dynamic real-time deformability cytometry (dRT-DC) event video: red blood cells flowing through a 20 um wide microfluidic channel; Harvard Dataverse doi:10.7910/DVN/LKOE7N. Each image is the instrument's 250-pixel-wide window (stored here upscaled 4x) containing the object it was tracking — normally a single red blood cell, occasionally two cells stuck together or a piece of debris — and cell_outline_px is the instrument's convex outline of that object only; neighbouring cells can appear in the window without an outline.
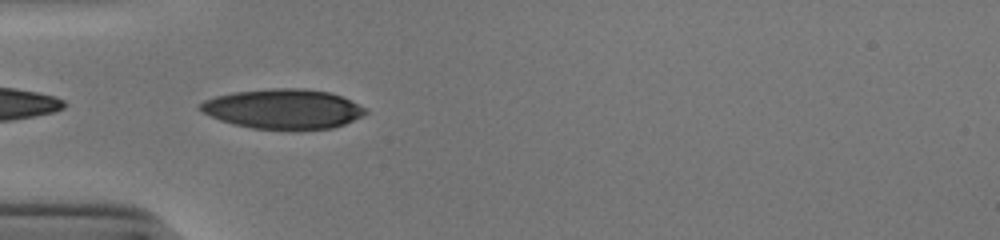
{"species": "human", "species_latin": "Homo sapiens", "temperature_condition": "cold", "stored_images_in_passage": 13, "camera_frame_rate_fps": 3000, "um_per_image_px": 0.085, "donor": {"sex": "male"}, "frame": {"image": 1, "passage_image": 1, "time_ms": 0.0, "image_size_px": [1000, 240], "cell_outline_px": [[368, 112], [344, 124], [332, 128], [296, 132], [292, 132], [252, 128], [232, 124], [220, 120], [196, 108], [204, 100], [216, 96], [232, 92], [272, 88], [304, 88], [328, 92], [340, 96], [364, 108]], "centroid_in_image_um": [24.03, 9.29], "position_along_channel_um": 61.0, "area_um2": 38.78}}
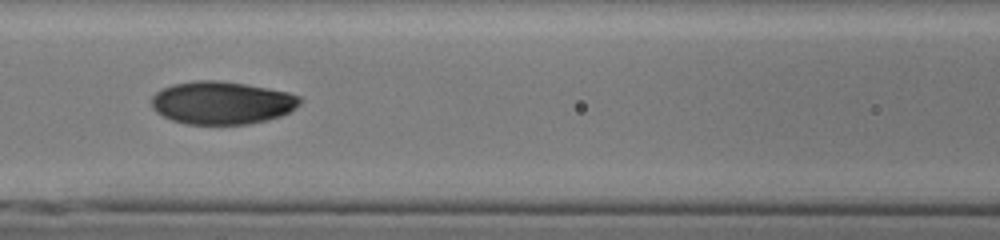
{"frame": {"image": 2, "passage_image": 8, "time_ms": 2.333, "image_size_px": [1000, 240], "cell_outline_px": [[304, 100], [296, 108], [280, 116], [268, 120], [248, 124], [188, 124], [172, 120], [156, 112], [152, 108], [152, 96], [160, 88], [172, 84], [196, 80], [216, 80], [248, 84], [288, 92], [300, 96]], "centroid_in_image_um": [18.87, 8.73], "position_along_channel_um": 147.7, "area_um2": 37.34}}
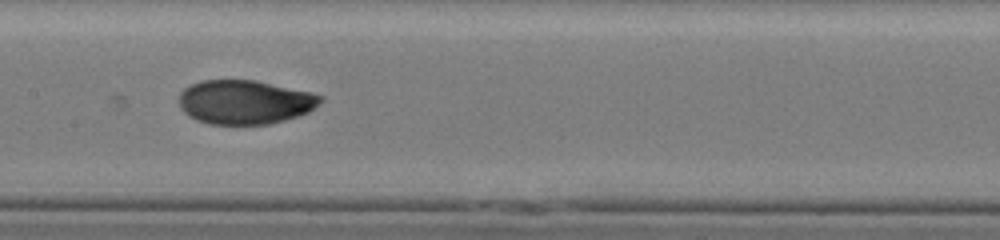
{"frame": {"image": 3, "passage_image": 11, "time_ms": 3.333, "image_size_px": [1000, 240], "cell_outline_px": [[324, 100], [308, 112], [284, 120], [268, 124], [208, 124], [196, 120], [188, 116], [180, 108], [180, 92], [188, 84], [200, 80], [256, 80], [312, 92], [324, 96]], "centroid_in_image_um": [20.8, 8.66], "position_along_channel_um": 186.6, "area_um2": 36.59}}